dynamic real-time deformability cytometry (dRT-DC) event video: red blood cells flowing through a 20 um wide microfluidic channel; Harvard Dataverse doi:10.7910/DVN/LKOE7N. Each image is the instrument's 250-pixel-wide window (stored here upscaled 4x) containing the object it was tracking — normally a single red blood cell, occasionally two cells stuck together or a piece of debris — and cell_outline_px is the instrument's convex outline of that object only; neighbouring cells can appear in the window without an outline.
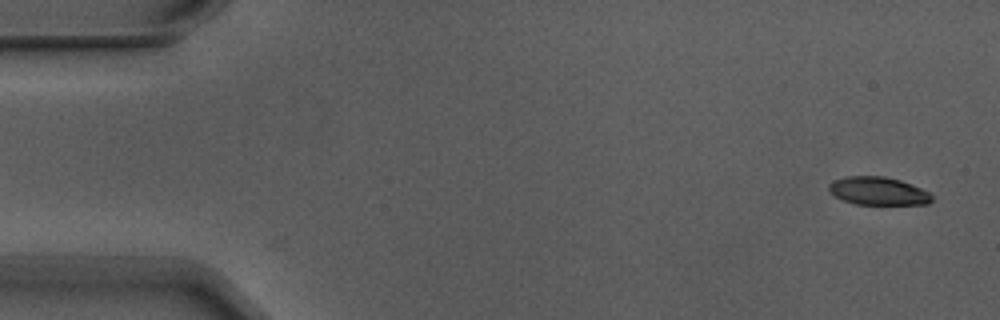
{"species": "Egyptian fruit bat (a non-hibernating species)", "species_latin": "Rousettus aegyptiacus", "temperature_condition": "warm", "stored_images_in_passage": 5, "camera_frame_rate_fps": 3000, "um_per_image_px": 0.085, "animal": {"sex": "male"}, "frame": {"image": 1, "passage_image": 1, "time_ms": 0.0, "image_size_px": [1000, 320], "cell_outline_px": [[932, 200], [928, 204], [856, 204], [844, 200], [828, 192], [828, 184], [836, 180], [848, 176], [884, 176], [900, 180], [920, 188], [928, 192], [932, 196]], "centroid_in_image_um": [74.63, 16.23], "position_along_channel_um": 10.4, "area_um2": 16.65}}